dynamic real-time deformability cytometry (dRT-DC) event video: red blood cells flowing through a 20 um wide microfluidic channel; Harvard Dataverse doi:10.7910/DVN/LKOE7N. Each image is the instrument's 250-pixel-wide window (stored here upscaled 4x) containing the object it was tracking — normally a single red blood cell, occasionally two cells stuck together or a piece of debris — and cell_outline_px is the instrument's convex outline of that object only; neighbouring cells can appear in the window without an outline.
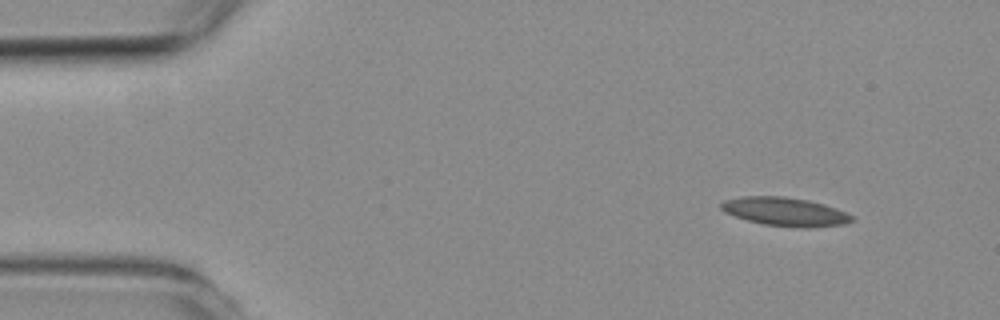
{"species": "common noctule bat (a hibernating species)", "species_latin": "Nyctalus noctula", "temperature_condition": "room temperature", "stored_images_in_passage": 6, "camera_frame_rate_fps": 3000, "um_per_image_px": 0.085, "animal": {"sex": "female", "body_mass_g": 19.3, "forearm_length_mm": 54.1}, "frame": {"image": 1, "passage_image": 2, "time_ms": 1.0, "image_size_px": [1000, 320], "cell_outline_px": [[856, 220], [844, 224], [808, 228], [804, 228], [764, 224], [748, 220], [724, 212], [720, 208], [720, 204], [724, 200], [740, 196], [784, 196], [808, 200], [824, 204], [836, 208], [856, 216]], "centroid_in_image_um": [66.77, 17.99], "position_along_channel_um": 18.2, "area_um2": 21.91}}
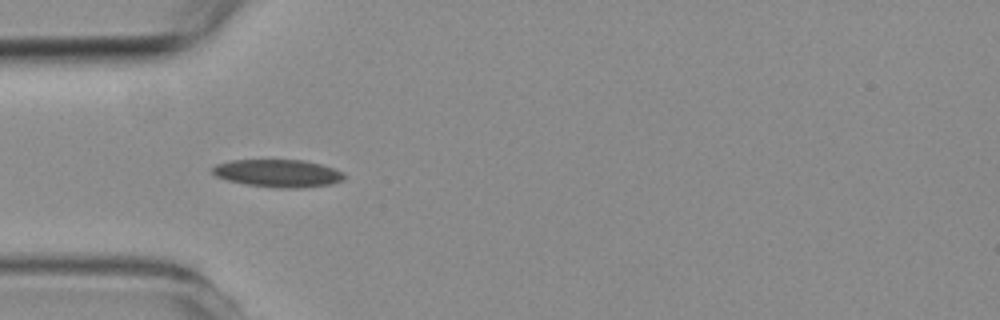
{"frame": {"image": 2, "passage_image": 5, "time_ms": 4.333, "image_size_px": [1000, 320], "cell_outline_px": [[344, 180], [332, 184], [300, 188], [280, 188], [248, 184], [228, 180], [216, 176], [212, 172], [212, 168], [216, 164], [232, 160], [304, 160], [320, 164], [344, 172]], "centroid_in_image_um": [23.65, 14.72], "position_along_channel_um": 61.3, "area_um2": 21.1}}
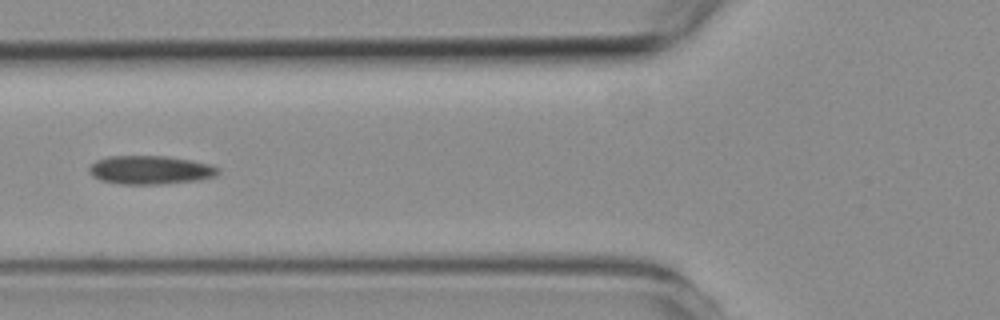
{"frame": {"image": 3, "passage_image": 6, "time_ms": 5.667, "image_size_px": [1000, 320], "cell_outline_px": [[220, 172], [216, 176], [200, 180], [160, 184], [120, 184], [100, 180], [92, 176], [88, 172], [88, 168], [96, 160], [108, 156], [168, 156], [192, 160], [212, 164], [220, 168]], "centroid_in_image_um": [12.8, 14.44], "position_along_channel_um": 113.0, "area_um2": 21.79}}